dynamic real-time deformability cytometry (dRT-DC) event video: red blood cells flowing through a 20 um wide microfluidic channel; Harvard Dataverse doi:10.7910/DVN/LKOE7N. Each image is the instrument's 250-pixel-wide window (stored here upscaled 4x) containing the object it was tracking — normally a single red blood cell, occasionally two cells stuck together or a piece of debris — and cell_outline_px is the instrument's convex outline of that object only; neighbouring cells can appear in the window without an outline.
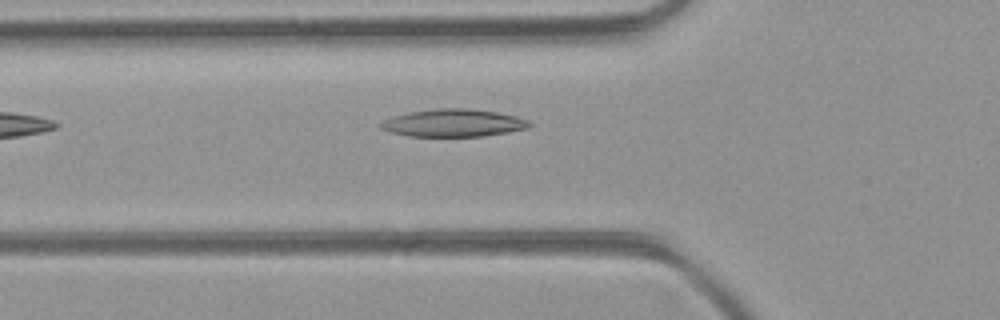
{"species": "common noctule bat (a hibernating species)", "species_latin": "Nyctalus noctula", "temperature_condition": "room temperature", "stored_images_in_passage": 11, "camera_frame_rate_fps": 3000, "um_per_image_px": 0.085, "animal": {"sex": "female", "body_mass_g": 21.9}, "frame": {"image": 1, "passage_image": 2, "time_ms": 0.333, "image_size_px": [1000, 320], "cell_outline_px": [[532, 124], [528, 128], [508, 132], [484, 136], [408, 136], [392, 132], [380, 128], [380, 124], [384, 120], [396, 116], [412, 112], [440, 108], [468, 108], [496, 112], [516, 116], [528, 120]], "centroid_in_image_um": [38.59, 10.45], "position_along_channel_um": 87.2, "area_um2": 23.58}}
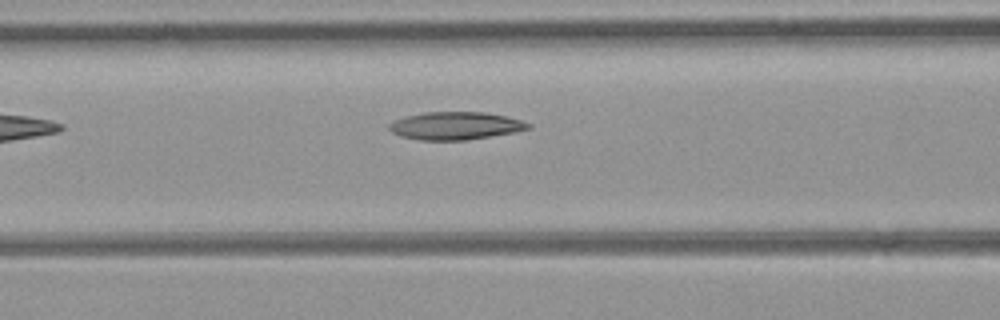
{"frame": {"image": 2, "passage_image": 5, "time_ms": 1.333, "image_size_px": [1000, 320], "cell_outline_px": [[532, 128], [516, 132], [464, 140], [420, 140], [400, 136], [392, 132], [388, 128], [388, 124], [404, 116], [424, 112], [484, 112], [504, 116], [520, 120], [532, 124]], "centroid_in_image_um": [38.7, 10.69], "position_along_channel_um": 127.9, "area_um2": 22.48}}